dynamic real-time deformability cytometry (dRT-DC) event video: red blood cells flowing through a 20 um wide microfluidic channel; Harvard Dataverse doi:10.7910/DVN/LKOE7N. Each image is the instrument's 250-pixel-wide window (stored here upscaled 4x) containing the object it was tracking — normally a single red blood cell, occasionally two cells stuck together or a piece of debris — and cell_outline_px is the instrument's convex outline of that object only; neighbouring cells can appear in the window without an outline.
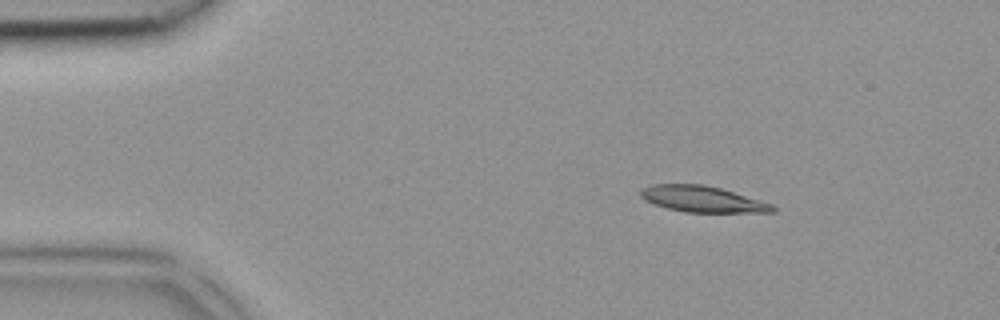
{"species": "common noctule bat (a hibernating species)", "species_latin": "Nyctalus noctula", "temperature_condition": "room temperature", "stored_images_in_passage": 5, "camera_frame_rate_fps": 3000, "um_per_image_px": 0.085, "animal": {"sex": "female", "body_mass_g": 18.4}, "frame": {"image": 1, "passage_image": 3, "time_ms": 0.667, "image_size_px": [1000, 320], "cell_outline_px": [[776, 212], [684, 212], [668, 208], [644, 200], [640, 196], [640, 192], [644, 188], [652, 184], [704, 184], [720, 188], [772, 204], [776, 208]], "centroid_in_image_um": [59.7, 16.92], "position_along_channel_um": 25.3, "area_um2": 19.83}}
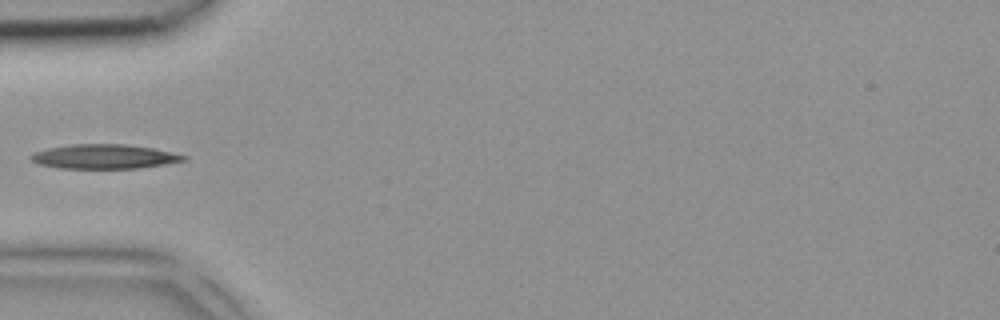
{"frame": {"image": 2, "passage_image": 5, "time_ms": 1.333, "image_size_px": [1000, 320], "cell_outline_px": [[188, 160], [140, 168], [60, 168], [40, 164], [32, 160], [28, 156], [36, 152], [48, 148], [72, 144], [124, 144], [152, 148], [188, 156]], "centroid_in_image_um": [8.88, 13.31], "position_along_channel_um": 76.1, "area_um2": 21.5}}